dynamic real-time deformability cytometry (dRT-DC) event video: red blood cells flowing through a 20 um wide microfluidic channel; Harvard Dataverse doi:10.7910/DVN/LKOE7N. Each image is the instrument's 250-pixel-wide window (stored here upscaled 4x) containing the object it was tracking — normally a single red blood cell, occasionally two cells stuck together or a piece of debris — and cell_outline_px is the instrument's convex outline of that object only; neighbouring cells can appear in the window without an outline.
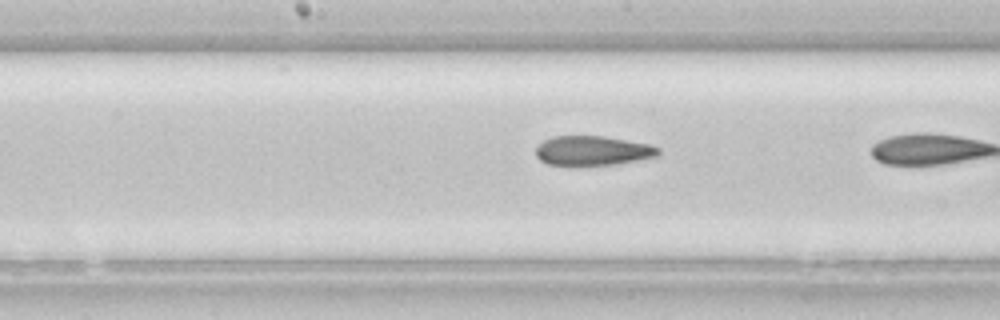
{"species": "common noctule bat (a hibernating species)", "species_latin": "Nyctalus noctula", "temperature_condition": "room temperature", "stored_images_in_passage": 25, "camera_frame_rate_fps": 3000, "um_per_image_px": 0.085, "animal": {"sex": "female", "body_mass_g": 22.7, "forearm_length_mm": 54.2}, "frame": {"image": 1, "passage_image": 21, "time_ms": 6.667, "image_size_px": [1000, 320], "cell_outline_px": [[660, 156], [612, 164], [576, 168], [568, 168], [548, 164], [540, 160], [536, 156], [536, 148], [544, 140], [552, 136], [604, 136], [652, 144], [660, 148]], "centroid_in_image_um": [50.36, 12.84], "position_along_channel_um": 197.8, "area_um2": 21.91}}